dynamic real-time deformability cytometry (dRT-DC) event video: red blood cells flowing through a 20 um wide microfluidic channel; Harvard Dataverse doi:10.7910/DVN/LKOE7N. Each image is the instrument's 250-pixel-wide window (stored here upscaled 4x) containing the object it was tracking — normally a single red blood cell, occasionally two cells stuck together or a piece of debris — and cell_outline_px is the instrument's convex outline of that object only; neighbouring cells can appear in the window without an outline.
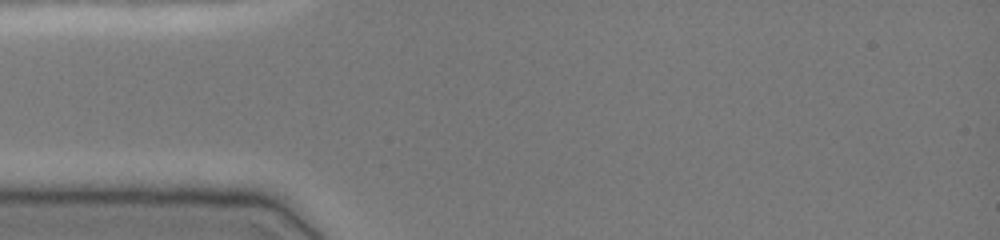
{"species": "common noctule bat (a hibernating species)", "species_latin": "Nyctalus noctula", "temperature_condition": "cold", "stored_images_in_passage": 2, "camera_frame_rate_fps": 3000, "um_per_image_px": 0.085, "animal": {"sex": "female", "body_mass_g": 19.0, "forearm_length_mm": 51.5}, "frame": {"image": 1, "passage_image": 1, "time_ms": 0.0, "image_size_px": [1000, 240], "cell_outline_px": [[216, 148], [68, 148], [68, 144], [76, 140], [160, 136], [204, 140], [216, 144]], "centroid_in_image_um": [12.11, 12.16], "position_along_channel_um": 72.9, "area_um2": 10.12}}